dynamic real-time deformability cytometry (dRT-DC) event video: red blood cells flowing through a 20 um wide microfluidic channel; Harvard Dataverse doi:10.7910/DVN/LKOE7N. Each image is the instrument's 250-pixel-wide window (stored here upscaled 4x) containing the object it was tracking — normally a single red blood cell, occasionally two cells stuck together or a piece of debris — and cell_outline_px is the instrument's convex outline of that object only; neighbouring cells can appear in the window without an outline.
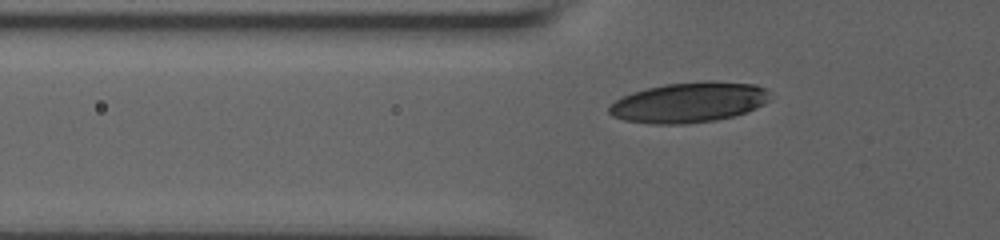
{"species": "human", "species_latin": "Homo sapiens", "temperature_condition": "room temperature", "stored_images_in_passage": 33, "camera_frame_rate_fps": 3000, "um_per_image_px": 0.085, "donor": {"sex": "male"}, "frame": {"image": 1, "passage_image": 4, "time_ms": 1.0, "image_size_px": [1000, 240], "cell_outline_px": [[768, 100], [764, 104], [756, 108], [732, 116], [716, 120], [684, 124], [652, 124], [624, 120], [612, 116], [608, 112], [608, 108], [616, 100], [632, 92], [664, 84], [712, 80], [756, 84], [764, 88], [768, 92]], "centroid_in_image_um": [58.55, 8.7], "position_along_channel_um": 67.2, "area_um2": 37.69}}
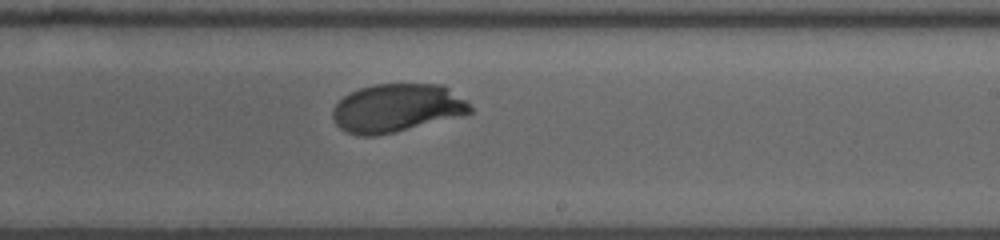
{"frame": {"image": 2, "passage_image": 20, "time_ms": 6.333, "image_size_px": [1000, 240], "cell_outline_px": [[472, 112], [396, 132], [376, 136], [356, 136], [340, 128], [336, 124], [332, 116], [332, 112], [336, 104], [344, 96], [360, 88], [372, 84], [444, 84], [464, 100], [472, 108]], "centroid_in_image_um": [33.69, 9.18], "position_along_channel_um": 255.3, "area_um2": 38.38}}
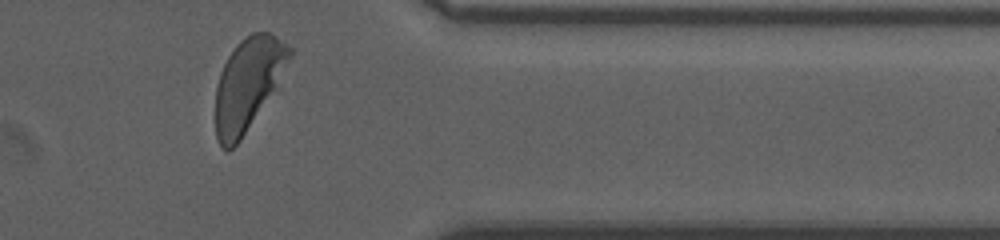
{"frame": {"image": 3, "passage_image": 32, "time_ms": 10.333, "image_size_px": [1000, 240], "cell_outline_px": [[292, 52], [276, 88], [240, 140], [228, 152], [220, 144], [216, 136], [216, 88], [220, 72], [228, 56], [236, 44], [240, 40], [252, 32], [268, 32], [276, 36], [292, 48]], "centroid_in_image_um": [21.07, 7.12], "position_along_channel_um": 390.3, "area_um2": 39.25}, "authors_computed_cell_mechanics": {"area_um2": 38.7838, "velocity_mm_per_s": 3.6244, "shape_relaxation_time_tau1_ms": 2.6348, "shape_relaxation_time_tau2_ms": null, "deformation_change_tau1": 0.135, "deformation_change_tau2": null}}